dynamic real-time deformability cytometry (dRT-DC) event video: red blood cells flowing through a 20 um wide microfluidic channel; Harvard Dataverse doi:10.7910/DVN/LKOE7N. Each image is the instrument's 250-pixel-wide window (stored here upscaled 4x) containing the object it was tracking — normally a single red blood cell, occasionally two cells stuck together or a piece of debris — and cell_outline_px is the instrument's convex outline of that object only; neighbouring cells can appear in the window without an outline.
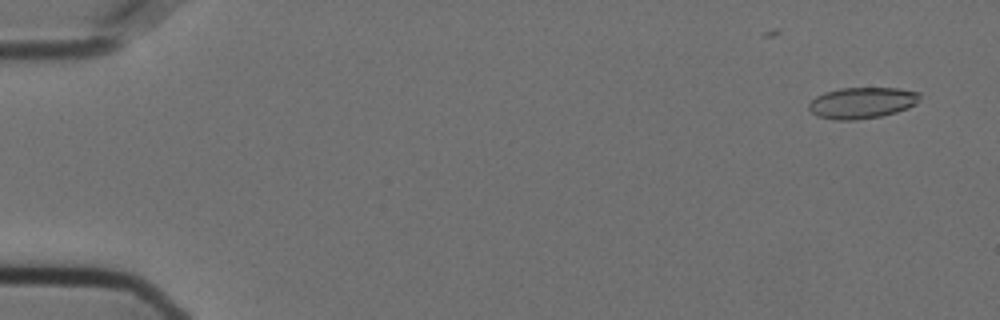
{"species": "Egyptian fruit bat (a non-hibernating species)", "species_latin": "Rousettus aegyptiacus", "temperature_condition": "cold", "stored_images_in_passage": 16, "camera_frame_rate_fps": 3000, "um_per_image_px": 0.085, "animal": {"sex": "female"}, "frame": {"image": 1, "passage_image": 2, "time_ms": 0.333, "image_size_px": [1000, 320], "cell_outline_px": [[920, 96], [916, 104], [908, 108], [896, 112], [880, 116], [856, 120], [836, 120], [816, 116], [808, 108], [808, 104], [816, 96], [824, 92], [840, 88], [900, 88], [920, 92]], "centroid_in_image_um": [73.26, 8.74], "position_along_channel_um": 11.7, "area_um2": 20.29}}
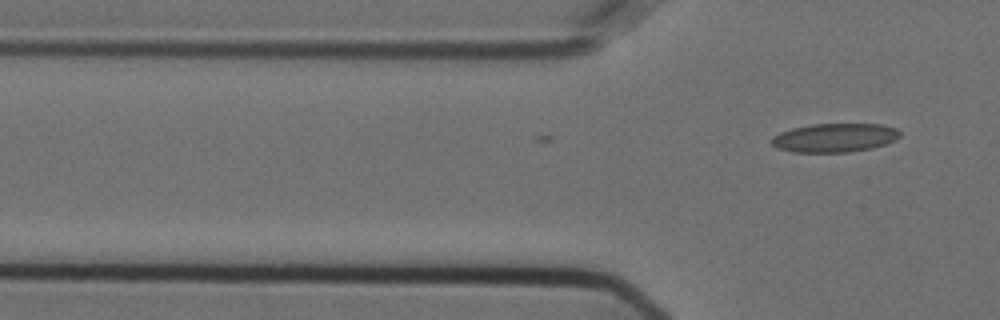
{"frame": {"image": 2, "passage_image": 16, "time_ms": 5.0, "image_size_px": [1000, 320], "cell_outline_px": [[900, 136], [896, 140], [872, 148], [848, 152], [792, 152], [776, 148], [772, 144], [772, 136], [780, 132], [792, 128], [812, 124], [884, 124], [896, 128], [900, 132]], "centroid_in_image_um": [70.94, 11.7], "position_along_channel_um": 54.9, "area_um2": 21.62}}